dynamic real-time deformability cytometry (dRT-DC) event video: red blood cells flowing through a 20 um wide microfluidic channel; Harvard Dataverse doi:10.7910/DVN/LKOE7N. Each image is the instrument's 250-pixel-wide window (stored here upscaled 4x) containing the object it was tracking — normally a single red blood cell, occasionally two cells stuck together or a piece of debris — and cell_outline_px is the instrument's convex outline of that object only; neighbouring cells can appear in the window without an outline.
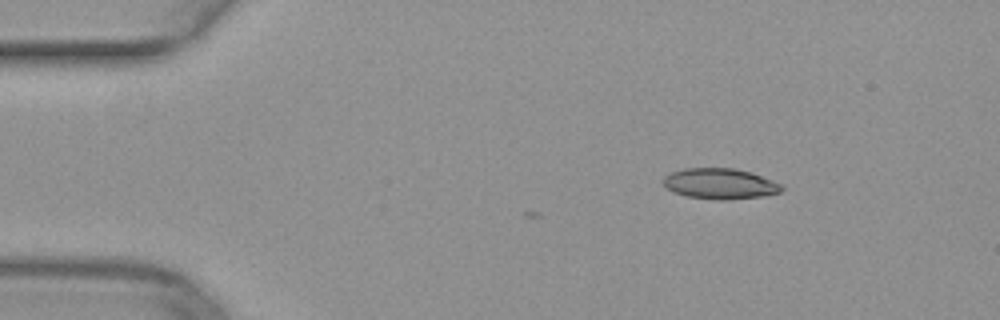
{"species": "common noctule bat (a hibernating species)", "species_latin": "Nyctalus noctula", "temperature_condition": "warm", "stored_images_in_passage": 2, "camera_frame_rate_fps": 3000, "um_per_image_px": 0.085, "animal": {"sex": "female", "body_mass_g": 29.2, "forearm_length_mm": 56.3}, "frame": {"image": 1, "passage_image": 2, "time_ms": 0.333, "image_size_px": [1000, 320], "cell_outline_px": [[784, 188], [780, 192], [764, 196], [728, 200], [716, 200], [688, 196], [672, 192], [664, 184], [664, 176], [672, 172], [684, 168], [732, 168], [752, 172], [772, 180], [780, 184]], "centroid_in_image_um": [61.22, 15.62], "position_along_channel_um": 23.8, "area_um2": 21.15}}